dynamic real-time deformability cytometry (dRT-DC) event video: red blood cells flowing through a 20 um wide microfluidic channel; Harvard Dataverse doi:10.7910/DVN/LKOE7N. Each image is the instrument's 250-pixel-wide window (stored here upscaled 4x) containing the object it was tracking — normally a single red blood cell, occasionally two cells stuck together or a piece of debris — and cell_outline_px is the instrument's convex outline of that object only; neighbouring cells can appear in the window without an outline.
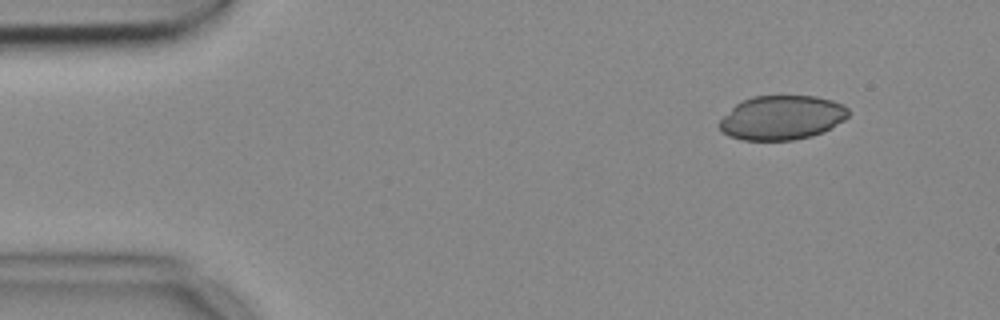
{"species": "common noctule bat (a hibernating species)", "species_latin": "Nyctalus noctula", "temperature_condition": "cold", "stored_images_in_passage": 49, "camera_frame_rate_fps": 3000, "um_per_image_px": 0.085, "animal": {"sex": "female", "body_mass_g": 18.4}, "frame": {"image": 1, "passage_image": 1, "time_ms": 0.0, "image_size_px": [1000, 320], "cell_outline_px": [[848, 116], [844, 120], [824, 132], [812, 136], [792, 140], [744, 140], [728, 136], [716, 124], [736, 104], [752, 96], [816, 96], [832, 100], [844, 104], [848, 108]], "centroid_in_image_um": [66.47, 10.0], "position_along_channel_um": 18.5, "area_um2": 33.29}}